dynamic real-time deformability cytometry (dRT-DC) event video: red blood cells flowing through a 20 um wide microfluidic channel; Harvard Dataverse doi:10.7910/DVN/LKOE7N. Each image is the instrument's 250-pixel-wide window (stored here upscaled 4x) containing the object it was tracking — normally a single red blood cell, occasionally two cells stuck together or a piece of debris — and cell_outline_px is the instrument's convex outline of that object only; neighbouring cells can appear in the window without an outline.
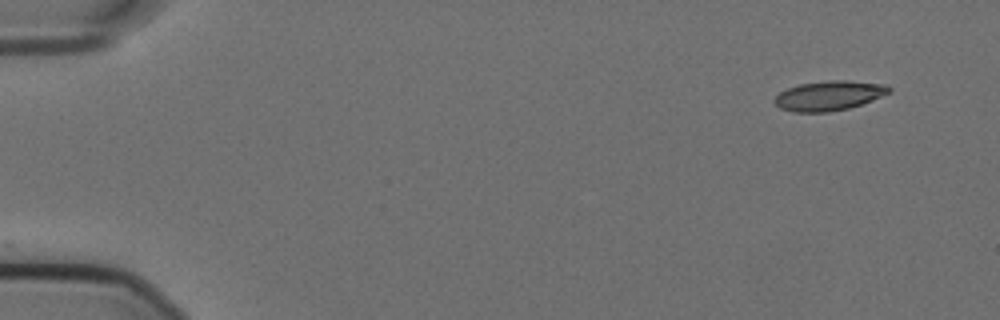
{"species": "Egyptian fruit bat (a non-hibernating species)", "species_latin": "Rousettus aegyptiacus", "temperature_condition": "cold", "stored_images_in_passage": 39, "camera_frame_rate_fps": 3000, "um_per_image_px": 0.085, "animal": {"sex": "female"}, "frame": {"image": 1, "passage_image": 1, "time_ms": 0.0, "image_size_px": [1000, 320], "cell_outline_px": [[892, 92], [872, 100], [848, 108], [828, 112], [792, 112], [780, 108], [776, 104], [776, 96], [780, 92], [788, 88], [800, 84], [828, 80], [844, 80], [884, 84], [892, 88]], "centroid_in_image_um": [70.49, 8.13], "position_along_channel_um": 14.5, "area_um2": 19.65}}
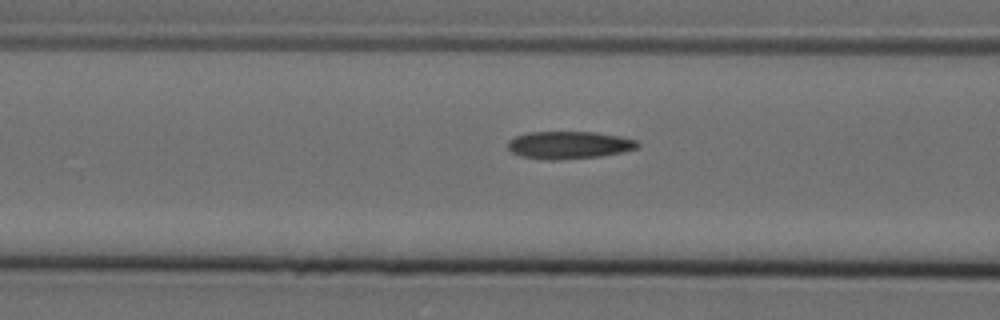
{"frame": {"image": 2, "passage_image": 20, "time_ms": 6.333, "image_size_px": [1000, 320], "cell_outline_px": [[640, 144], [636, 148], [624, 152], [600, 156], [560, 160], [548, 160], [520, 156], [512, 152], [508, 148], [508, 140], [516, 136], [528, 132], [596, 132], [620, 136], [636, 140]], "centroid_in_image_um": [48.36, 12.33], "position_along_channel_um": 118.2, "area_um2": 20.92}}
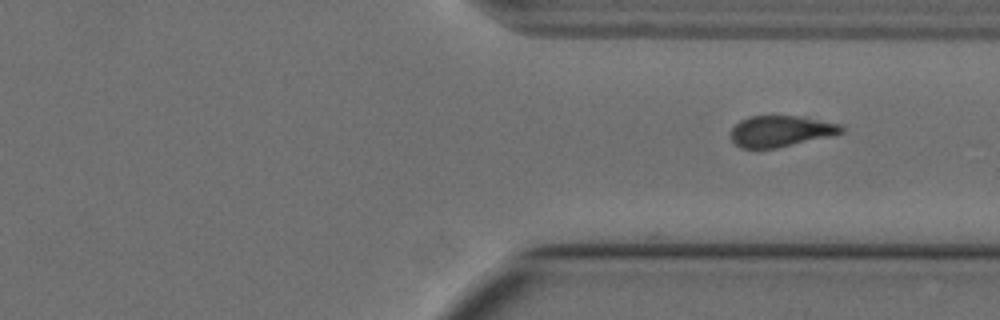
{"frame": {"image": 3, "passage_image": 39, "time_ms": 12.667, "image_size_px": [1000, 320], "cell_outline_px": [[844, 132], [836, 136], [776, 148], [740, 148], [732, 140], [732, 128], [740, 120], [752, 116], [792, 116], [840, 124], [844, 128]], "centroid_in_image_um": [66.4, 11.17], "position_along_channel_um": 345.0, "area_um2": 19.94}}